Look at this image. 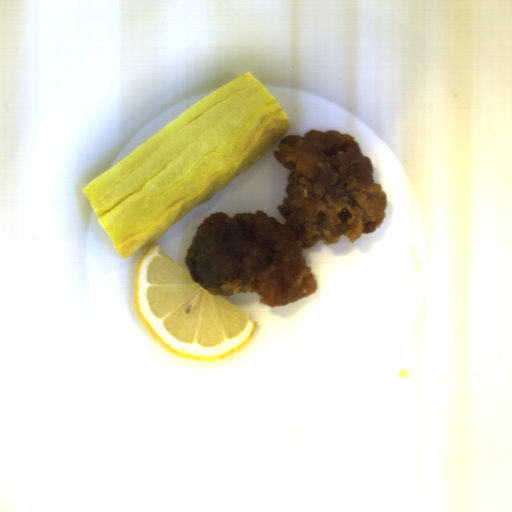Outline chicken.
I'll return each instance as SVG.
<instances>
[{"instance_id":"1","label":"chicken","mask_w":512,"mask_h":512,"mask_svg":"<svg viewBox=\"0 0 512 512\" xmlns=\"http://www.w3.org/2000/svg\"><path fill=\"white\" fill-rule=\"evenodd\" d=\"M273 158L290 171L276 208L286 223L259 211L212 212L187 247L184 263L210 295L255 292L267 306L290 305L318 289L303 249L335 244L342 235L354 243L386 217V193L353 135H288Z\"/></svg>"}]
</instances>
